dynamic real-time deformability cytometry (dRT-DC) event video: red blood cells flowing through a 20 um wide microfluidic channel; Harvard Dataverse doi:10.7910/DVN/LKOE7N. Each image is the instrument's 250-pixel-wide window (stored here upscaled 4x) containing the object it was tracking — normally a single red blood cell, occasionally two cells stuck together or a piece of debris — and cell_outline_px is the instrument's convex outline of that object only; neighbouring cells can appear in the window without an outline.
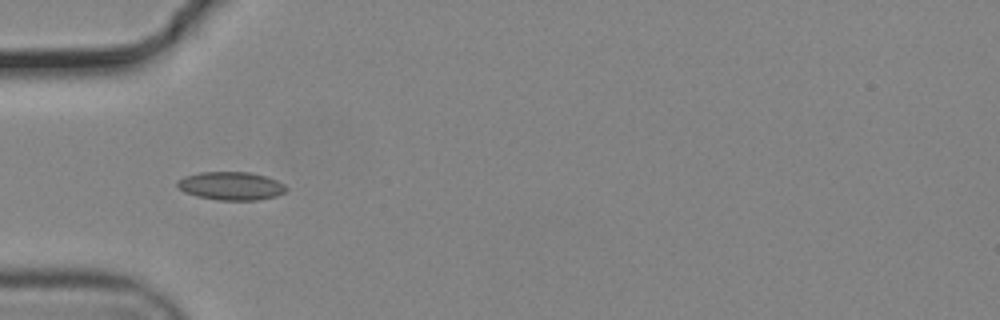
{"species": "common noctule bat (a hibernating species)", "species_latin": "Nyctalus noctula", "temperature_condition": "cold", "stored_images_in_passage": 12, "camera_frame_rate_fps": 3000, "um_per_image_px": 0.085, "animal": {"sex": "male", "body_mass_g": 19.2, "forearm_length_mm": 51.8}, "frame": {"image": 1, "passage_image": 6, "time_ms": 1.667, "image_size_px": [1000, 320], "cell_outline_px": [[288, 188], [284, 192], [276, 196], [256, 200], [216, 200], [196, 196], [184, 192], [176, 184], [176, 180], [184, 176], [200, 172], [248, 172], [264, 176], [276, 180], [284, 184]], "centroid_in_image_um": [19.61, 15.8], "position_along_channel_um": 65.4, "area_um2": 17.92}}
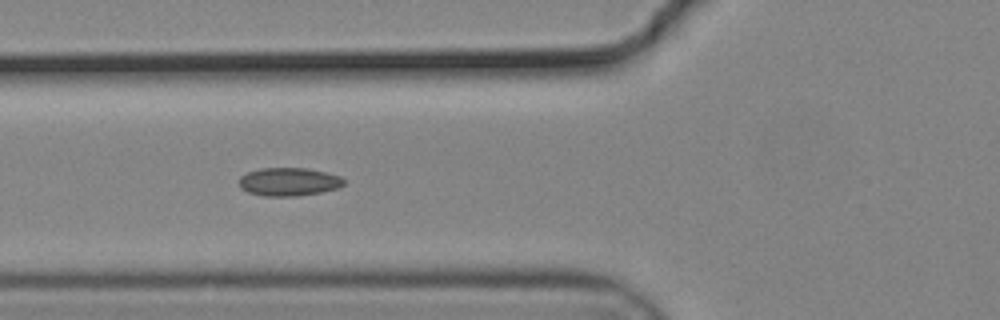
{"frame": {"image": 2, "passage_image": 9, "time_ms": 2.667, "image_size_px": [1000, 320], "cell_outline_px": [[348, 180], [344, 184], [336, 188], [320, 192], [296, 196], [264, 196], [248, 192], [240, 188], [240, 176], [248, 172], [260, 168], [308, 168], [340, 176]], "centroid_in_image_um": [24.55, 15.45], "position_along_channel_um": 101.2, "area_um2": 17.22}}